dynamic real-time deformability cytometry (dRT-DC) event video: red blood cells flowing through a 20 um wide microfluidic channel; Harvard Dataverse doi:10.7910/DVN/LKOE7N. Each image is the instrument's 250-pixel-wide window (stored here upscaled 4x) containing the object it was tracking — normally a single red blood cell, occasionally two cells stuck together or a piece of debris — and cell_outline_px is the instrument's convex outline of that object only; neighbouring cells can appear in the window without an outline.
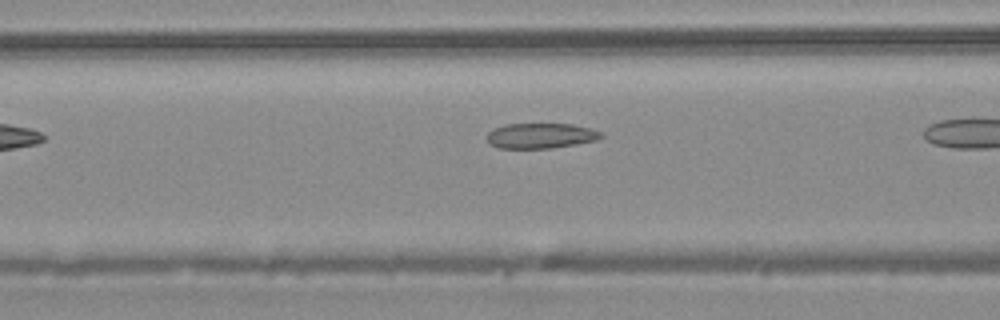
{"species": "common noctule bat (a hibernating species)", "species_latin": "Nyctalus noctula", "temperature_condition": "warm", "stored_images_in_passage": 21, "camera_frame_rate_fps": 3000, "um_per_image_px": 0.085, "animal": {"sex": "male", "body_mass_g": 20.4}, "frame": {"image": 1, "passage_image": 4, "time_ms": 1.0, "image_size_px": [1000, 320], "cell_outline_px": [[604, 136], [596, 140], [576, 144], [552, 148], [500, 148], [488, 144], [488, 132], [504, 124], [572, 124], [592, 128], [604, 132]], "centroid_in_image_um": [46.01, 11.53], "position_along_channel_um": 120.6, "area_um2": 16.88}}
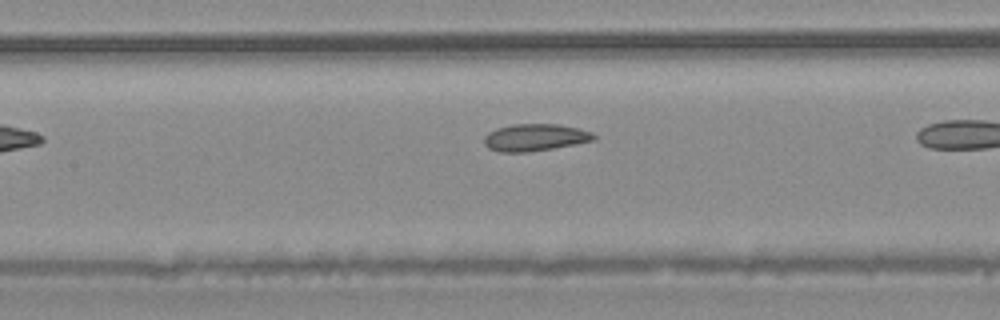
{"frame": {"image": 2, "passage_image": 7, "time_ms": 2.0, "image_size_px": [1000, 320], "cell_outline_px": [[596, 140], [576, 144], [528, 152], [500, 152], [488, 148], [484, 144], [484, 136], [488, 132], [496, 128], [512, 124], [560, 124], [592, 132], [596, 136]], "centroid_in_image_um": [45.46, 11.68], "position_along_channel_um": 161.9, "area_um2": 17.4}}
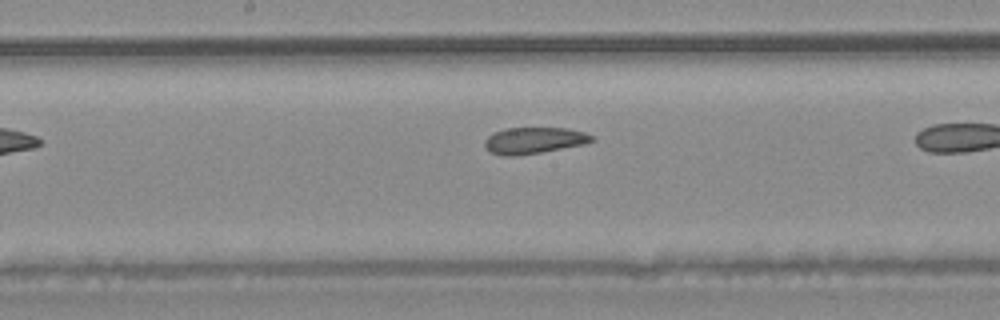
{"frame": {"image": 3, "passage_image": 10, "time_ms": 3.0, "image_size_px": [1000, 320], "cell_outline_px": [[596, 140], [584, 144], [540, 152], [516, 156], [504, 156], [488, 152], [484, 144], [484, 140], [492, 132], [504, 128], [568, 128], [584, 132], [592, 136]], "centroid_in_image_um": [45.34, 11.93], "position_along_channel_um": 202.9, "area_um2": 16.59}}